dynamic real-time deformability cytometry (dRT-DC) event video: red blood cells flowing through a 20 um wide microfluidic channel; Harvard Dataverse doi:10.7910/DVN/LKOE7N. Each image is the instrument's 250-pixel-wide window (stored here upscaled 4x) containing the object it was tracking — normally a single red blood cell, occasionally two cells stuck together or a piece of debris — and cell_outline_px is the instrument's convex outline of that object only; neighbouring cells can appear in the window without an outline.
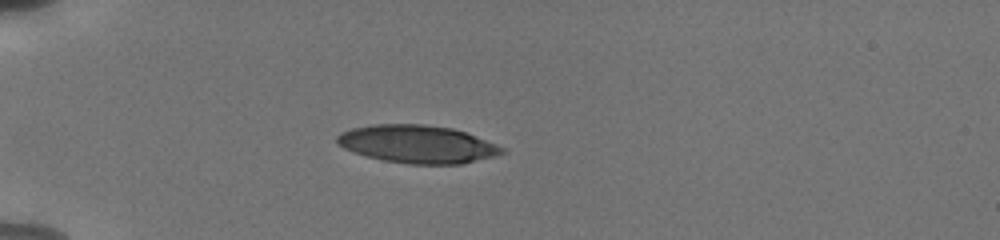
{"species": "human", "species_latin": "Homo sapiens", "temperature_condition": "cold", "stored_images_in_passage": 18, "camera_frame_rate_fps": 3000, "um_per_image_px": 0.085, "donor": {"sex": "male"}, "frame": {"image": 1, "passage_image": 13, "time_ms": 4.0, "image_size_px": [1000, 240], "cell_outline_px": [[508, 152], [496, 156], [460, 164], [408, 164], [384, 160], [368, 156], [344, 148], [336, 144], [336, 136], [340, 132], [352, 128], [372, 124], [424, 124], [452, 128], [464, 132], [496, 144], [504, 148]], "centroid_in_image_um": [35.48, 12.25], "position_along_channel_um": 49.5, "area_um2": 36.36}}
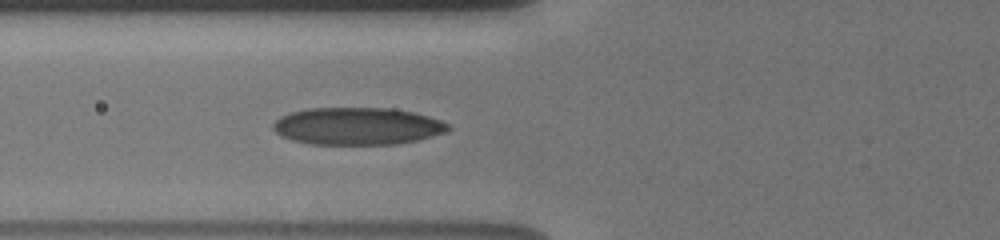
{"frame": {"image": 2, "passage_image": 18, "time_ms": 5.667, "image_size_px": [1000, 240], "cell_outline_px": [[452, 128], [444, 132], [420, 140], [396, 144], [308, 144], [292, 140], [280, 136], [272, 128], [272, 124], [280, 116], [292, 112], [308, 108], [392, 108], [412, 112], [428, 116], [440, 120], [448, 124]], "centroid_in_image_um": [30.36, 10.72], "position_along_channel_um": 95.4, "area_um2": 38.21}}